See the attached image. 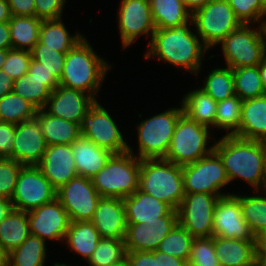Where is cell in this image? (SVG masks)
<instances>
[{
  "label": "cell",
  "mask_w": 266,
  "mask_h": 266,
  "mask_svg": "<svg viewBox=\"0 0 266 266\" xmlns=\"http://www.w3.org/2000/svg\"><path fill=\"white\" fill-rule=\"evenodd\" d=\"M242 103L237 95L217 102L215 128L227 130L228 136L235 135L240 127Z\"/></svg>",
  "instance_id": "40"
},
{
  "label": "cell",
  "mask_w": 266,
  "mask_h": 266,
  "mask_svg": "<svg viewBox=\"0 0 266 266\" xmlns=\"http://www.w3.org/2000/svg\"><path fill=\"white\" fill-rule=\"evenodd\" d=\"M66 0H35V16L42 20L60 19Z\"/></svg>",
  "instance_id": "48"
},
{
  "label": "cell",
  "mask_w": 266,
  "mask_h": 266,
  "mask_svg": "<svg viewBox=\"0 0 266 266\" xmlns=\"http://www.w3.org/2000/svg\"><path fill=\"white\" fill-rule=\"evenodd\" d=\"M261 81L266 94V58L258 65Z\"/></svg>",
  "instance_id": "60"
},
{
  "label": "cell",
  "mask_w": 266,
  "mask_h": 266,
  "mask_svg": "<svg viewBox=\"0 0 266 266\" xmlns=\"http://www.w3.org/2000/svg\"><path fill=\"white\" fill-rule=\"evenodd\" d=\"M14 80L0 69V98L13 91Z\"/></svg>",
  "instance_id": "55"
},
{
  "label": "cell",
  "mask_w": 266,
  "mask_h": 266,
  "mask_svg": "<svg viewBox=\"0 0 266 266\" xmlns=\"http://www.w3.org/2000/svg\"><path fill=\"white\" fill-rule=\"evenodd\" d=\"M0 49H12L11 36L8 22H0Z\"/></svg>",
  "instance_id": "54"
},
{
  "label": "cell",
  "mask_w": 266,
  "mask_h": 266,
  "mask_svg": "<svg viewBox=\"0 0 266 266\" xmlns=\"http://www.w3.org/2000/svg\"><path fill=\"white\" fill-rule=\"evenodd\" d=\"M234 136L266 141V94L243 100L240 127Z\"/></svg>",
  "instance_id": "26"
},
{
  "label": "cell",
  "mask_w": 266,
  "mask_h": 266,
  "mask_svg": "<svg viewBox=\"0 0 266 266\" xmlns=\"http://www.w3.org/2000/svg\"><path fill=\"white\" fill-rule=\"evenodd\" d=\"M129 266H157V258L152 251H127Z\"/></svg>",
  "instance_id": "50"
},
{
  "label": "cell",
  "mask_w": 266,
  "mask_h": 266,
  "mask_svg": "<svg viewBox=\"0 0 266 266\" xmlns=\"http://www.w3.org/2000/svg\"><path fill=\"white\" fill-rule=\"evenodd\" d=\"M0 266H9V252L0 244Z\"/></svg>",
  "instance_id": "61"
},
{
  "label": "cell",
  "mask_w": 266,
  "mask_h": 266,
  "mask_svg": "<svg viewBox=\"0 0 266 266\" xmlns=\"http://www.w3.org/2000/svg\"><path fill=\"white\" fill-rule=\"evenodd\" d=\"M46 258L45 241L30 234L19 247L9 252V266H45Z\"/></svg>",
  "instance_id": "35"
},
{
  "label": "cell",
  "mask_w": 266,
  "mask_h": 266,
  "mask_svg": "<svg viewBox=\"0 0 266 266\" xmlns=\"http://www.w3.org/2000/svg\"><path fill=\"white\" fill-rule=\"evenodd\" d=\"M214 151L222 160L230 183L239 178L250 184L254 192L265 190L266 148L264 141L223 135L215 142Z\"/></svg>",
  "instance_id": "1"
},
{
  "label": "cell",
  "mask_w": 266,
  "mask_h": 266,
  "mask_svg": "<svg viewBox=\"0 0 266 266\" xmlns=\"http://www.w3.org/2000/svg\"><path fill=\"white\" fill-rule=\"evenodd\" d=\"M257 255L266 256V230L256 237Z\"/></svg>",
  "instance_id": "58"
},
{
  "label": "cell",
  "mask_w": 266,
  "mask_h": 266,
  "mask_svg": "<svg viewBox=\"0 0 266 266\" xmlns=\"http://www.w3.org/2000/svg\"><path fill=\"white\" fill-rule=\"evenodd\" d=\"M28 72L39 79H57L56 76L38 61L31 59Z\"/></svg>",
  "instance_id": "53"
},
{
  "label": "cell",
  "mask_w": 266,
  "mask_h": 266,
  "mask_svg": "<svg viewBox=\"0 0 266 266\" xmlns=\"http://www.w3.org/2000/svg\"><path fill=\"white\" fill-rule=\"evenodd\" d=\"M84 37L80 32L71 35L62 22V18L41 22L39 41L45 44V47H51L58 52L66 54Z\"/></svg>",
  "instance_id": "33"
},
{
  "label": "cell",
  "mask_w": 266,
  "mask_h": 266,
  "mask_svg": "<svg viewBox=\"0 0 266 266\" xmlns=\"http://www.w3.org/2000/svg\"><path fill=\"white\" fill-rule=\"evenodd\" d=\"M183 108H170L153 115L137 126L139 159L164 158Z\"/></svg>",
  "instance_id": "8"
},
{
  "label": "cell",
  "mask_w": 266,
  "mask_h": 266,
  "mask_svg": "<svg viewBox=\"0 0 266 266\" xmlns=\"http://www.w3.org/2000/svg\"><path fill=\"white\" fill-rule=\"evenodd\" d=\"M264 192L262 196L234 194L240 200L242 216L255 238L266 230V190Z\"/></svg>",
  "instance_id": "37"
},
{
  "label": "cell",
  "mask_w": 266,
  "mask_h": 266,
  "mask_svg": "<svg viewBox=\"0 0 266 266\" xmlns=\"http://www.w3.org/2000/svg\"><path fill=\"white\" fill-rule=\"evenodd\" d=\"M180 104L189 119L208 128H215L217 102L200 87L188 92Z\"/></svg>",
  "instance_id": "29"
},
{
  "label": "cell",
  "mask_w": 266,
  "mask_h": 266,
  "mask_svg": "<svg viewBox=\"0 0 266 266\" xmlns=\"http://www.w3.org/2000/svg\"><path fill=\"white\" fill-rule=\"evenodd\" d=\"M37 109L14 91L0 98V121L17 125L36 117Z\"/></svg>",
  "instance_id": "36"
},
{
  "label": "cell",
  "mask_w": 266,
  "mask_h": 266,
  "mask_svg": "<svg viewBox=\"0 0 266 266\" xmlns=\"http://www.w3.org/2000/svg\"><path fill=\"white\" fill-rule=\"evenodd\" d=\"M41 22L36 16H12L8 21L12 48L31 51L39 41Z\"/></svg>",
  "instance_id": "32"
},
{
  "label": "cell",
  "mask_w": 266,
  "mask_h": 266,
  "mask_svg": "<svg viewBox=\"0 0 266 266\" xmlns=\"http://www.w3.org/2000/svg\"><path fill=\"white\" fill-rule=\"evenodd\" d=\"M207 193L185 194L178 212V223L194 238L213 236L214 209L218 199Z\"/></svg>",
  "instance_id": "14"
},
{
  "label": "cell",
  "mask_w": 266,
  "mask_h": 266,
  "mask_svg": "<svg viewBox=\"0 0 266 266\" xmlns=\"http://www.w3.org/2000/svg\"><path fill=\"white\" fill-rule=\"evenodd\" d=\"M157 258V266H187V262L183 259L167 255L164 252L157 250L152 251Z\"/></svg>",
  "instance_id": "52"
},
{
  "label": "cell",
  "mask_w": 266,
  "mask_h": 266,
  "mask_svg": "<svg viewBox=\"0 0 266 266\" xmlns=\"http://www.w3.org/2000/svg\"><path fill=\"white\" fill-rule=\"evenodd\" d=\"M118 13V27L122 47L127 48L140 35L151 37L156 30L148 0H121Z\"/></svg>",
  "instance_id": "15"
},
{
  "label": "cell",
  "mask_w": 266,
  "mask_h": 266,
  "mask_svg": "<svg viewBox=\"0 0 266 266\" xmlns=\"http://www.w3.org/2000/svg\"><path fill=\"white\" fill-rule=\"evenodd\" d=\"M31 59V51L9 49L2 69L15 81L28 72Z\"/></svg>",
  "instance_id": "47"
},
{
  "label": "cell",
  "mask_w": 266,
  "mask_h": 266,
  "mask_svg": "<svg viewBox=\"0 0 266 266\" xmlns=\"http://www.w3.org/2000/svg\"><path fill=\"white\" fill-rule=\"evenodd\" d=\"M72 152L77 175L94 177L114 155L105 148L97 146L82 135L72 144Z\"/></svg>",
  "instance_id": "25"
},
{
  "label": "cell",
  "mask_w": 266,
  "mask_h": 266,
  "mask_svg": "<svg viewBox=\"0 0 266 266\" xmlns=\"http://www.w3.org/2000/svg\"><path fill=\"white\" fill-rule=\"evenodd\" d=\"M210 130L196 121L189 119L184 113L179 117L166 156L163 158L176 165L184 166L210 154L214 150Z\"/></svg>",
  "instance_id": "6"
},
{
  "label": "cell",
  "mask_w": 266,
  "mask_h": 266,
  "mask_svg": "<svg viewBox=\"0 0 266 266\" xmlns=\"http://www.w3.org/2000/svg\"><path fill=\"white\" fill-rule=\"evenodd\" d=\"M58 86V79H39L27 72L14 81L13 91L37 110H41L45 107L51 92Z\"/></svg>",
  "instance_id": "28"
},
{
  "label": "cell",
  "mask_w": 266,
  "mask_h": 266,
  "mask_svg": "<svg viewBox=\"0 0 266 266\" xmlns=\"http://www.w3.org/2000/svg\"><path fill=\"white\" fill-rule=\"evenodd\" d=\"M252 25L241 24L219 43L225 64L231 69L258 66L266 58L262 26L253 29Z\"/></svg>",
  "instance_id": "7"
},
{
  "label": "cell",
  "mask_w": 266,
  "mask_h": 266,
  "mask_svg": "<svg viewBox=\"0 0 266 266\" xmlns=\"http://www.w3.org/2000/svg\"><path fill=\"white\" fill-rule=\"evenodd\" d=\"M109 266H129V263H128L127 259H125L123 261L117 262V263L109 265Z\"/></svg>",
  "instance_id": "64"
},
{
  "label": "cell",
  "mask_w": 266,
  "mask_h": 266,
  "mask_svg": "<svg viewBox=\"0 0 266 266\" xmlns=\"http://www.w3.org/2000/svg\"><path fill=\"white\" fill-rule=\"evenodd\" d=\"M189 23L167 29H159L153 33L149 41V48L145 59L157 57L158 59L184 68L188 72L198 75L204 58L202 55L209 50L200 40L197 33L190 30Z\"/></svg>",
  "instance_id": "2"
},
{
  "label": "cell",
  "mask_w": 266,
  "mask_h": 266,
  "mask_svg": "<svg viewBox=\"0 0 266 266\" xmlns=\"http://www.w3.org/2000/svg\"><path fill=\"white\" fill-rule=\"evenodd\" d=\"M13 205L9 199L0 197V222L13 210Z\"/></svg>",
  "instance_id": "56"
},
{
  "label": "cell",
  "mask_w": 266,
  "mask_h": 266,
  "mask_svg": "<svg viewBox=\"0 0 266 266\" xmlns=\"http://www.w3.org/2000/svg\"><path fill=\"white\" fill-rule=\"evenodd\" d=\"M232 73L234 76L235 94L241 100L265 95L258 66L232 69Z\"/></svg>",
  "instance_id": "39"
},
{
  "label": "cell",
  "mask_w": 266,
  "mask_h": 266,
  "mask_svg": "<svg viewBox=\"0 0 266 266\" xmlns=\"http://www.w3.org/2000/svg\"><path fill=\"white\" fill-rule=\"evenodd\" d=\"M12 17L7 0H0V22H8Z\"/></svg>",
  "instance_id": "57"
},
{
  "label": "cell",
  "mask_w": 266,
  "mask_h": 266,
  "mask_svg": "<svg viewBox=\"0 0 266 266\" xmlns=\"http://www.w3.org/2000/svg\"><path fill=\"white\" fill-rule=\"evenodd\" d=\"M227 2L242 24H262L266 16L265 0H227Z\"/></svg>",
  "instance_id": "43"
},
{
  "label": "cell",
  "mask_w": 266,
  "mask_h": 266,
  "mask_svg": "<svg viewBox=\"0 0 266 266\" xmlns=\"http://www.w3.org/2000/svg\"><path fill=\"white\" fill-rule=\"evenodd\" d=\"M141 159L128 145V152L114 154L107 164L92 177L93 186L101 197L124 199L139 188Z\"/></svg>",
  "instance_id": "5"
},
{
  "label": "cell",
  "mask_w": 266,
  "mask_h": 266,
  "mask_svg": "<svg viewBox=\"0 0 266 266\" xmlns=\"http://www.w3.org/2000/svg\"><path fill=\"white\" fill-rule=\"evenodd\" d=\"M127 223L150 224L160 221L172 208L143 191L137 189L132 195L123 199Z\"/></svg>",
  "instance_id": "23"
},
{
  "label": "cell",
  "mask_w": 266,
  "mask_h": 266,
  "mask_svg": "<svg viewBox=\"0 0 266 266\" xmlns=\"http://www.w3.org/2000/svg\"><path fill=\"white\" fill-rule=\"evenodd\" d=\"M15 125L0 121V158L13 159Z\"/></svg>",
  "instance_id": "49"
},
{
  "label": "cell",
  "mask_w": 266,
  "mask_h": 266,
  "mask_svg": "<svg viewBox=\"0 0 266 266\" xmlns=\"http://www.w3.org/2000/svg\"><path fill=\"white\" fill-rule=\"evenodd\" d=\"M37 166L56 190L77 176L71 144L47 146Z\"/></svg>",
  "instance_id": "21"
},
{
  "label": "cell",
  "mask_w": 266,
  "mask_h": 266,
  "mask_svg": "<svg viewBox=\"0 0 266 266\" xmlns=\"http://www.w3.org/2000/svg\"><path fill=\"white\" fill-rule=\"evenodd\" d=\"M193 26L203 44L213 48L242 23L227 0H212L191 14Z\"/></svg>",
  "instance_id": "9"
},
{
  "label": "cell",
  "mask_w": 266,
  "mask_h": 266,
  "mask_svg": "<svg viewBox=\"0 0 266 266\" xmlns=\"http://www.w3.org/2000/svg\"><path fill=\"white\" fill-rule=\"evenodd\" d=\"M12 16H35V0H7Z\"/></svg>",
  "instance_id": "51"
},
{
  "label": "cell",
  "mask_w": 266,
  "mask_h": 266,
  "mask_svg": "<svg viewBox=\"0 0 266 266\" xmlns=\"http://www.w3.org/2000/svg\"><path fill=\"white\" fill-rule=\"evenodd\" d=\"M213 236L226 239L256 240L242 216L240 200L234 193L220 197L216 202Z\"/></svg>",
  "instance_id": "16"
},
{
  "label": "cell",
  "mask_w": 266,
  "mask_h": 266,
  "mask_svg": "<svg viewBox=\"0 0 266 266\" xmlns=\"http://www.w3.org/2000/svg\"><path fill=\"white\" fill-rule=\"evenodd\" d=\"M194 237L179 223L161 241L159 251L188 262Z\"/></svg>",
  "instance_id": "42"
},
{
  "label": "cell",
  "mask_w": 266,
  "mask_h": 266,
  "mask_svg": "<svg viewBox=\"0 0 266 266\" xmlns=\"http://www.w3.org/2000/svg\"><path fill=\"white\" fill-rule=\"evenodd\" d=\"M30 234L27 212L13 209L0 222V244L8 252L19 247Z\"/></svg>",
  "instance_id": "34"
},
{
  "label": "cell",
  "mask_w": 266,
  "mask_h": 266,
  "mask_svg": "<svg viewBox=\"0 0 266 266\" xmlns=\"http://www.w3.org/2000/svg\"><path fill=\"white\" fill-rule=\"evenodd\" d=\"M105 59L100 58L84 37L66 53L63 75L59 85L89 94L95 101L101 83L111 69Z\"/></svg>",
  "instance_id": "3"
},
{
  "label": "cell",
  "mask_w": 266,
  "mask_h": 266,
  "mask_svg": "<svg viewBox=\"0 0 266 266\" xmlns=\"http://www.w3.org/2000/svg\"><path fill=\"white\" fill-rule=\"evenodd\" d=\"M27 216L32 235L44 241L47 238L64 242L71 221L57 199L27 212Z\"/></svg>",
  "instance_id": "18"
},
{
  "label": "cell",
  "mask_w": 266,
  "mask_h": 266,
  "mask_svg": "<svg viewBox=\"0 0 266 266\" xmlns=\"http://www.w3.org/2000/svg\"><path fill=\"white\" fill-rule=\"evenodd\" d=\"M32 59L43 64L47 70L51 71L58 80L63 75L66 54L58 52L51 47L38 41L31 50Z\"/></svg>",
  "instance_id": "45"
},
{
  "label": "cell",
  "mask_w": 266,
  "mask_h": 266,
  "mask_svg": "<svg viewBox=\"0 0 266 266\" xmlns=\"http://www.w3.org/2000/svg\"><path fill=\"white\" fill-rule=\"evenodd\" d=\"M258 266H266V256H258Z\"/></svg>",
  "instance_id": "63"
},
{
  "label": "cell",
  "mask_w": 266,
  "mask_h": 266,
  "mask_svg": "<svg viewBox=\"0 0 266 266\" xmlns=\"http://www.w3.org/2000/svg\"><path fill=\"white\" fill-rule=\"evenodd\" d=\"M13 159L24 166H37L47 149L39 120L35 117L15 125Z\"/></svg>",
  "instance_id": "19"
},
{
  "label": "cell",
  "mask_w": 266,
  "mask_h": 266,
  "mask_svg": "<svg viewBox=\"0 0 266 266\" xmlns=\"http://www.w3.org/2000/svg\"><path fill=\"white\" fill-rule=\"evenodd\" d=\"M56 189L38 166H23L19 172L11 203L18 211L29 212L56 199Z\"/></svg>",
  "instance_id": "12"
},
{
  "label": "cell",
  "mask_w": 266,
  "mask_h": 266,
  "mask_svg": "<svg viewBox=\"0 0 266 266\" xmlns=\"http://www.w3.org/2000/svg\"><path fill=\"white\" fill-rule=\"evenodd\" d=\"M216 102L223 101L235 94L234 76L230 67L214 68L205 77L204 86L202 88Z\"/></svg>",
  "instance_id": "38"
},
{
  "label": "cell",
  "mask_w": 266,
  "mask_h": 266,
  "mask_svg": "<svg viewBox=\"0 0 266 266\" xmlns=\"http://www.w3.org/2000/svg\"><path fill=\"white\" fill-rule=\"evenodd\" d=\"M187 266H220L213 236L194 238Z\"/></svg>",
  "instance_id": "44"
},
{
  "label": "cell",
  "mask_w": 266,
  "mask_h": 266,
  "mask_svg": "<svg viewBox=\"0 0 266 266\" xmlns=\"http://www.w3.org/2000/svg\"><path fill=\"white\" fill-rule=\"evenodd\" d=\"M8 51L9 50H2V49H0V69H2L3 64L6 61Z\"/></svg>",
  "instance_id": "62"
},
{
  "label": "cell",
  "mask_w": 266,
  "mask_h": 266,
  "mask_svg": "<svg viewBox=\"0 0 266 266\" xmlns=\"http://www.w3.org/2000/svg\"><path fill=\"white\" fill-rule=\"evenodd\" d=\"M262 30H263V34H264V38H265V44H266V19L264 18L262 21Z\"/></svg>",
  "instance_id": "65"
},
{
  "label": "cell",
  "mask_w": 266,
  "mask_h": 266,
  "mask_svg": "<svg viewBox=\"0 0 266 266\" xmlns=\"http://www.w3.org/2000/svg\"><path fill=\"white\" fill-rule=\"evenodd\" d=\"M54 266H70V265H67V264H64V263L55 262Z\"/></svg>",
  "instance_id": "66"
},
{
  "label": "cell",
  "mask_w": 266,
  "mask_h": 266,
  "mask_svg": "<svg viewBox=\"0 0 266 266\" xmlns=\"http://www.w3.org/2000/svg\"><path fill=\"white\" fill-rule=\"evenodd\" d=\"M220 266H258L256 240L226 239L213 236Z\"/></svg>",
  "instance_id": "24"
},
{
  "label": "cell",
  "mask_w": 266,
  "mask_h": 266,
  "mask_svg": "<svg viewBox=\"0 0 266 266\" xmlns=\"http://www.w3.org/2000/svg\"><path fill=\"white\" fill-rule=\"evenodd\" d=\"M178 223V212L172 209L160 221L150 224L127 223L125 246L127 251H154Z\"/></svg>",
  "instance_id": "17"
},
{
  "label": "cell",
  "mask_w": 266,
  "mask_h": 266,
  "mask_svg": "<svg viewBox=\"0 0 266 266\" xmlns=\"http://www.w3.org/2000/svg\"><path fill=\"white\" fill-rule=\"evenodd\" d=\"M71 222L92 221L101 196L92 179L77 175L56 191Z\"/></svg>",
  "instance_id": "13"
},
{
  "label": "cell",
  "mask_w": 266,
  "mask_h": 266,
  "mask_svg": "<svg viewBox=\"0 0 266 266\" xmlns=\"http://www.w3.org/2000/svg\"><path fill=\"white\" fill-rule=\"evenodd\" d=\"M212 0H185V8L192 14Z\"/></svg>",
  "instance_id": "59"
},
{
  "label": "cell",
  "mask_w": 266,
  "mask_h": 266,
  "mask_svg": "<svg viewBox=\"0 0 266 266\" xmlns=\"http://www.w3.org/2000/svg\"><path fill=\"white\" fill-rule=\"evenodd\" d=\"M126 254L124 239L101 238L87 263L89 266H109L125 260Z\"/></svg>",
  "instance_id": "41"
},
{
  "label": "cell",
  "mask_w": 266,
  "mask_h": 266,
  "mask_svg": "<svg viewBox=\"0 0 266 266\" xmlns=\"http://www.w3.org/2000/svg\"><path fill=\"white\" fill-rule=\"evenodd\" d=\"M138 189L177 210L185 196L182 166L163 158L141 159Z\"/></svg>",
  "instance_id": "4"
},
{
  "label": "cell",
  "mask_w": 266,
  "mask_h": 266,
  "mask_svg": "<svg viewBox=\"0 0 266 266\" xmlns=\"http://www.w3.org/2000/svg\"><path fill=\"white\" fill-rule=\"evenodd\" d=\"M184 193H207L226 196L221 189L230 182L219 155L213 150L194 163L182 166Z\"/></svg>",
  "instance_id": "10"
},
{
  "label": "cell",
  "mask_w": 266,
  "mask_h": 266,
  "mask_svg": "<svg viewBox=\"0 0 266 266\" xmlns=\"http://www.w3.org/2000/svg\"><path fill=\"white\" fill-rule=\"evenodd\" d=\"M23 164L0 158V197L11 200Z\"/></svg>",
  "instance_id": "46"
},
{
  "label": "cell",
  "mask_w": 266,
  "mask_h": 266,
  "mask_svg": "<svg viewBox=\"0 0 266 266\" xmlns=\"http://www.w3.org/2000/svg\"><path fill=\"white\" fill-rule=\"evenodd\" d=\"M81 135L113 154L128 152V143L109 112L96 100L84 115Z\"/></svg>",
  "instance_id": "11"
},
{
  "label": "cell",
  "mask_w": 266,
  "mask_h": 266,
  "mask_svg": "<svg viewBox=\"0 0 266 266\" xmlns=\"http://www.w3.org/2000/svg\"><path fill=\"white\" fill-rule=\"evenodd\" d=\"M156 28L167 29L189 22L191 13L180 0H148Z\"/></svg>",
  "instance_id": "31"
},
{
  "label": "cell",
  "mask_w": 266,
  "mask_h": 266,
  "mask_svg": "<svg viewBox=\"0 0 266 266\" xmlns=\"http://www.w3.org/2000/svg\"><path fill=\"white\" fill-rule=\"evenodd\" d=\"M36 118L48 146L72 144L81 136L79 124L52 116L44 109L37 110Z\"/></svg>",
  "instance_id": "27"
},
{
  "label": "cell",
  "mask_w": 266,
  "mask_h": 266,
  "mask_svg": "<svg viewBox=\"0 0 266 266\" xmlns=\"http://www.w3.org/2000/svg\"><path fill=\"white\" fill-rule=\"evenodd\" d=\"M94 102L89 94L59 85L51 92L43 109L52 116L81 125L84 115Z\"/></svg>",
  "instance_id": "20"
},
{
  "label": "cell",
  "mask_w": 266,
  "mask_h": 266,
  "mask_svg": "<svg viewBox=\"0 0 266 266\" xmlns=\"http://www.w3.org/2000/svg\"><path fill=\"white\" fill-rule=\"evenodd\" d=\"M101 236L91 221L70 222L64 241L71 252L80 254L88 262Z\"/></svg>",
  "instance_id": "30"
},
{
  "label": "cell",
  "mask_w": 266,
  "mask_h": 266,
  "mask_svg": "<svg viewBox=\"0 0 266 266\" xmlns=\"http://www.w3.org/2000/svg\"><path fill=\"white\" fill-rule=\"evenodd\" d=\"M91 222L101 238L125 239L127 221L123 199L101 197Z\"/></svg>",
  "instance_id": "22"
}]
</instances>
